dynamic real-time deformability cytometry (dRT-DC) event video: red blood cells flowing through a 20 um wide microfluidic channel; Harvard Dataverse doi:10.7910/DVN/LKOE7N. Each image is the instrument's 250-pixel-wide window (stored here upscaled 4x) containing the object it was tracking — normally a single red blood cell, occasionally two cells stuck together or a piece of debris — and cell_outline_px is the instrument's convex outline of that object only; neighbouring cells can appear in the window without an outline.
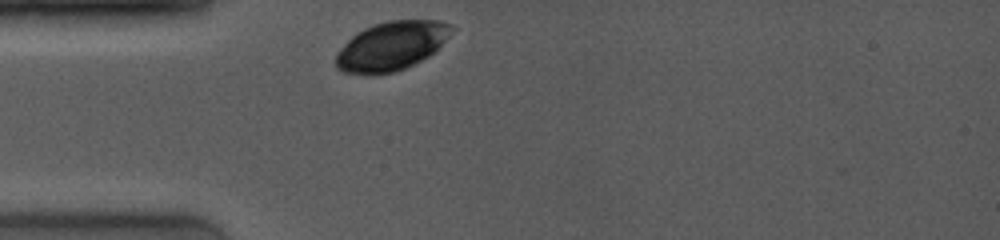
{"species": "common noctule bat (a hibernating species)", "species_latin": "Nyctalus noctula", "temperature_condition": "room temperature", "stored_images_in_passage": 9, "camera_frame_rate_fps": 4000, "um_per_image_px": 0.085, "animal": {"sex": "female", "body_mass_g": 19.0, "forearm_length_mm": 53.3}, "frame": {"image": 1, "passage_image": 1, "time_ms": 0.0, "image_size_px": [1000, 240], "cell_outline_px": [[456, 28], [436, 52], [396, 72], [372, 76], [368, 76], [340, 72], [336, 68], [336, 56], [340, 48], [356, 32], [364, 28], [388, 20], [436, 20], [452, 24]], "centroid_in_image_um": [33.28, 3.93], "position_along_channel_um": 51.7, "area_um2": 33.47}}